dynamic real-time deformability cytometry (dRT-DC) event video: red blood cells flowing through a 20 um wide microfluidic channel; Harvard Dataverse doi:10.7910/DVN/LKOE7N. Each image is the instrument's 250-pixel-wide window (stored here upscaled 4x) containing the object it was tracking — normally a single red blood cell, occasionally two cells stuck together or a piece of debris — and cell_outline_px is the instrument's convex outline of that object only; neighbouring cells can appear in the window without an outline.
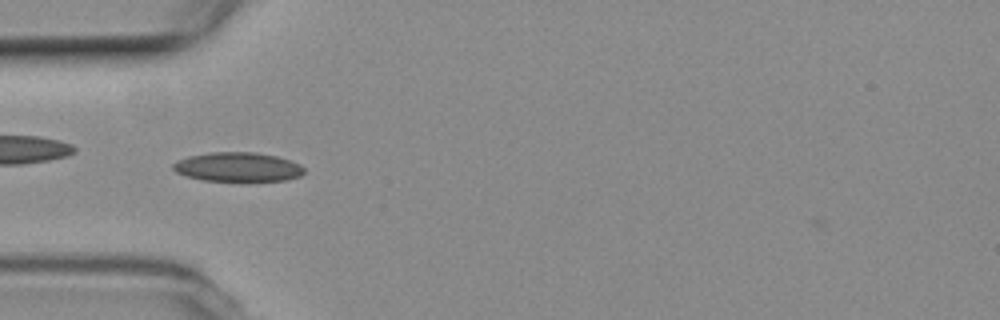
{"species": "common noctule bat (a hibernating species)", "species_latin": "Nyctalus noctula", "temperature_condition": "room temperature", "stored_images_in_passage": 40, "camera_frame_rate_fps": 3000, "um_per_image_px": 0.085, "animal": {"sex": "female", "body_mass_g": 19.3, "forearm_length_mm": 54.1}, "frame": {"image": 1, "passage_image": 3, "time_ms": 0.667, "image_size_px": [1000, 320], "cell_outline_px": [[304, 172], [300, 176], [288, 180], [240, 184], [204, 180], [188, 176], [176, 172], [172, 168], [172, 164], [176, 160], [188, 156], [212, 152], [256, 152], [276, 156], [300, 164], [304, 168]], "centroid_in_image_um": [20.23, 14.24], "position_along_channel_um": 64.8, "area_um2": 23.29}}
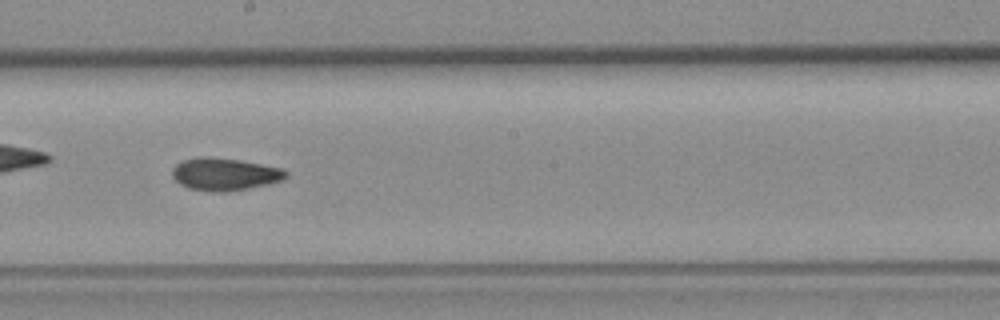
{"frame": {"image": 2, "passage_image": 16, "time_ms": 5.0, "image_size_px": [1000, 320], "cell_outline_px": [[288, 176], [284, 180], [268, 184], [228, 192], [212, 192], [188, 188], [180, 184], [172, 176], [172, 168], [176, 164], [184, 160], [196, 156], [204, 156], [240, 160], [284, 168], [288, 172]], "centroid_in_image_um": [19.12, 14.8], "position_along_channel_um": 229.1, "area_um2": 21.79}}
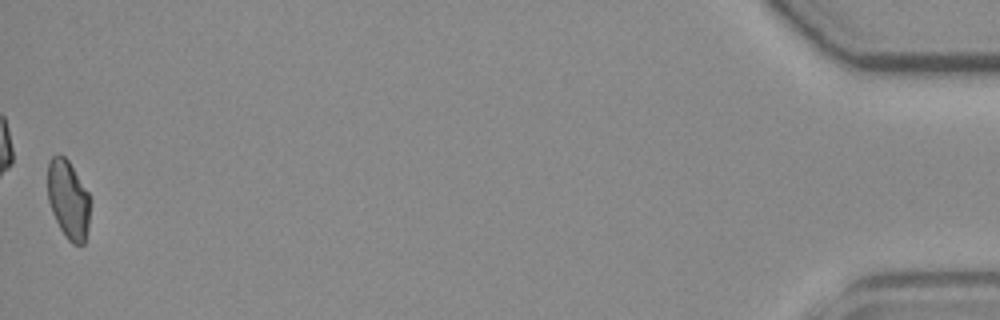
{"frame": {"image": 3, "passage_image": 40, "time_ms": 13.0, "image_size_px": [1000, 320], "cell_outline_px": [[88, 228], [84, 244], [72, 244], [68, 240], [60, 228], [52, 212], [48, 200], [48, 164], [52, 156], [64, 156], [68, 160], [88, 192]], "centroid_in_image_um": [5.79, 16.98], "position_along_channel_um": 429.4, "area_um2": 19.02}, "authors_computed_cell_mechanics": {"area_um2": 20.6346, "velocity_mm_per_s": 3.7968, "shape_relaxation_time_tau1_ms": null, "shape_relaxation_time_tau2_ms": 3.7475, "deformation_change_tau1": null, "deformation_change_tau2": 0.0959}}